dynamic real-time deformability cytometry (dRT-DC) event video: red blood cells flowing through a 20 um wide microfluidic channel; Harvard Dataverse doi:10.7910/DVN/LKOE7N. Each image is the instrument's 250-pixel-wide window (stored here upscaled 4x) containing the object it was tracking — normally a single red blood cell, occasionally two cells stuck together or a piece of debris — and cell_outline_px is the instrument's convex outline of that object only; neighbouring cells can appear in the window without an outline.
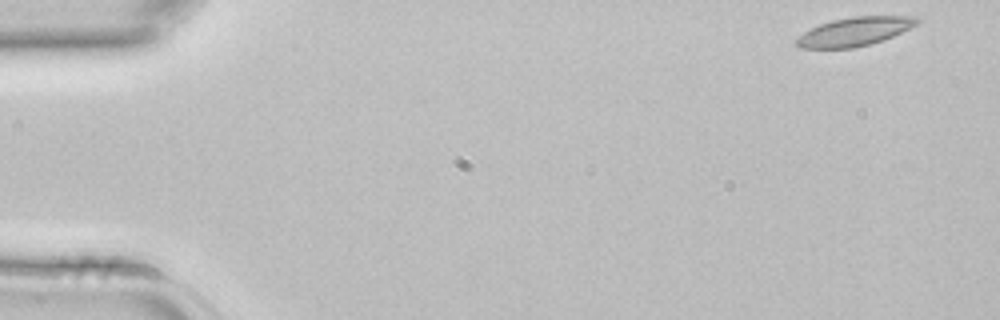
{"species": "common noctule bat (a hibernating species)", "species_latin": "Nyctalus noctula", "temperature_condition": "room temperature", "stored_images_in_passage": 3, "camera_frame_rate_fps": 3000, "um_per_image_px": 0.085, "animal": {"sex": "female", "body_mass_g": 22.7, "forearm_length_mm": 54.2}, "frame": {"image": 1, "passage_image": 1, "time_ms": 0.0, "image_size_px": [1000, 320], "cell_outline_px": [[924, 20], [892, 36], [868, 44], [852, 48], [800, 48], [792, 44], [792, 40], [796, 36], [820, 24], [832, 20], [852, 16], [920, 16]], "centroid_in_image_um": [72.58, 2.67], "position_along_channel_um": 12.4, "area_um2": 20.23}}